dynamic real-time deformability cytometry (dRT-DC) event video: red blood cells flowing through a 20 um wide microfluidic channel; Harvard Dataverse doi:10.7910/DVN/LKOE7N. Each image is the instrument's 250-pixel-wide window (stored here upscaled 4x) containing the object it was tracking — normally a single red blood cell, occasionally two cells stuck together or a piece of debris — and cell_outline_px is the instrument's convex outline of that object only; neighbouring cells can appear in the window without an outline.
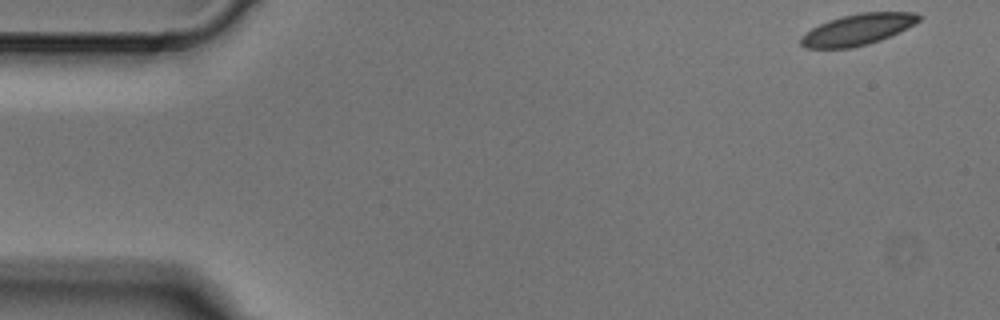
{"species": "Egyptian fruit bat (a non-hibernating species)", "species_latin": "Rousettus aegyptiacus", "temperature_condition": "cold", "stored_images_in_passage": 4, "camera_frame_rate_fps": 3000, "um_per_image_px": 0.085, "animal": {"sex": "male"}, "frame": {"image": 1, "passage_image": 1, "time_ms": 0.0, "image_size_px": [1000, 320], "cell_outline_px": [[920, 20], [880, 40], [868, 44], [852, 48], [804, 48], [800, 44], [800, 36], [804, 32], [828, 20], [840, 16], [860, 12], [916, 12], [920, 16]], "centroid_in_image_um": [72.82, 2.51], "position_along_channel_um": 12.2, "area_um2": 21.27}}
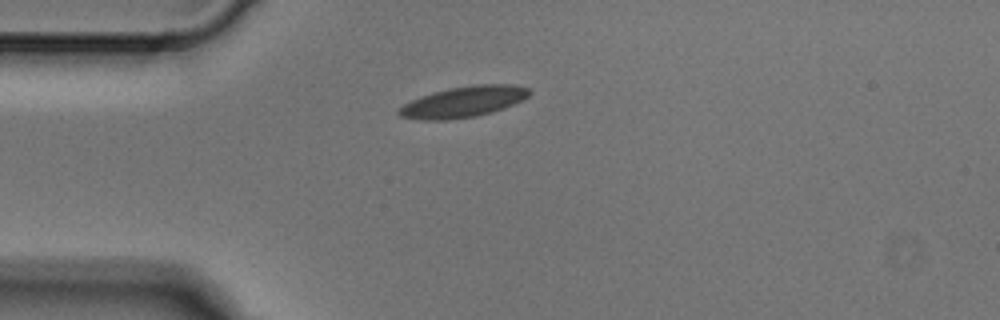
{"frame": {"image": 2, "passage_image": 3, "time_ms": 0.667, "image_size_px": [1000, 320], "cell_outline_px": [[532, 92], [528, 96], [504, 108], [492, 112], [476, 116], [448, 120], [420, 120], [400, 116], [396, 112], [404, 104], [420, 96], [432, 92], [448, 88], [476, 84], [516, 84], [528, 88]], "centroid_in_image_um": [39.38, 8.65], "position_along_channel_um": 45.6, "area_um2": 23.52}}